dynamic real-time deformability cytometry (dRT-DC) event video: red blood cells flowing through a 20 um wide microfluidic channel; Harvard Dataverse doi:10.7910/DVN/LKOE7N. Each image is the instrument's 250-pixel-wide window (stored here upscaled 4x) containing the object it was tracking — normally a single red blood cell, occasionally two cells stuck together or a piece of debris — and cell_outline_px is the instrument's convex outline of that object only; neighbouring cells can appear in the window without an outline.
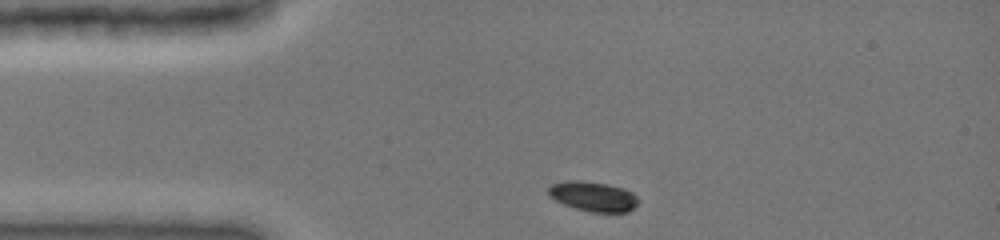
{"species": "common noctule bat (a hibernating species)", "species_latin": "Nyctalus noctula", "temperature_condition": "cold", "stored_images_in_passage": 9, "camera_frame_rate_fps": 3000, "um_per_image_px": 0.085, "animal": {"sex": "female", "body_mass_g": 19.0, "forearm_length_mm": 51.5}, "frame": {"image": 1, "passage_image": 1, "time_ms": 0.0, "image_size_px": [1000, 240], "cell_outline_px": [[640, 200], [628, 212], [588, 212], [564, 204], [548, 196], [548, 188], [552, 184], [568, 180], [580, 180], [608, 184], [624, 188], [632, 192]], "centroid_in_image_um": [50.42, 16.69], "position_along_channel_um": 34.6, "area_um2": 15.66}}